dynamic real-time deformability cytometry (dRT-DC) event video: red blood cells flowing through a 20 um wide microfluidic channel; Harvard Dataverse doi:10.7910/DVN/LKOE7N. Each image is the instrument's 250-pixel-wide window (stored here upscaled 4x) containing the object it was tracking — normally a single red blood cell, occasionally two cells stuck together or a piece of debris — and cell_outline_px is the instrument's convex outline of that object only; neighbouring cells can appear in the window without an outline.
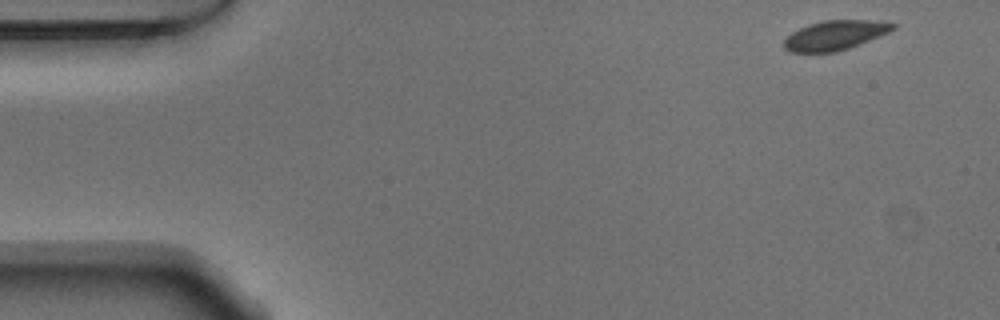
{"species": "Egyptian fruit bat (a non-hibernating species)", "species_latin": "Rousettus aegyptiacus", "temperature_condition": "warm", "stored_images_in_passage": 5, "camera_frame_rate_fps": 3000, "um_per_image_px": 0.085, "animal": {"sex": "male"}, "frame": {"image": 1, "passage_image": 1, "time_ms": 0.0, "image_size_px": [1000, 320], "cell_outline_px": [[896, 28], [888, 32], [848, 48], [836, 52], [788, 52], [784, 48], [784, 40], [792, 32], [808, 24], [824, 20], [880, 20], [896, 24]], "centroid_in_image_um": [70.96, 2.98], "position_along_channel_um": 14.0, "area_um2": 18.61}}